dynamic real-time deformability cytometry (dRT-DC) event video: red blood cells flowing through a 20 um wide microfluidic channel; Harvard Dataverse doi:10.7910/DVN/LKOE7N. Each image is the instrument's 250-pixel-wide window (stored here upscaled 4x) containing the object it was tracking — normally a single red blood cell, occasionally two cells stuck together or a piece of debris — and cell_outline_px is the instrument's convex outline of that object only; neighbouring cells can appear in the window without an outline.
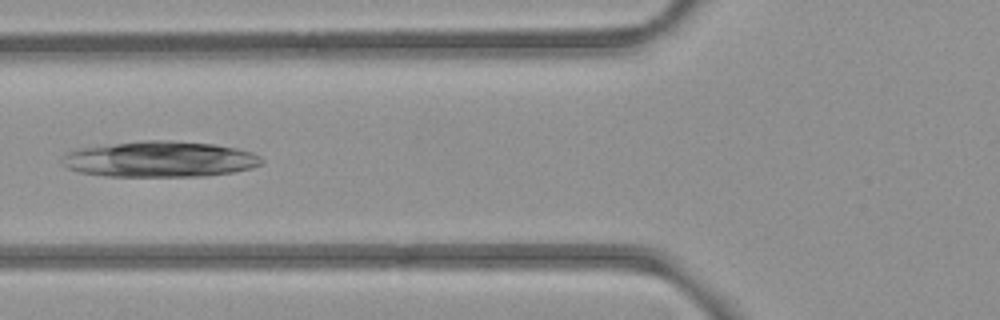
{"species": "common noctule bat (a hibernating species)", "species_latin": "Nyctalus noctula", "temperature_condition": "room temperature", "stored_images_in_passage": 6, "camera_frame_rate_fps": 3000, "um_per_image_px": 0.085, "animal": {"sex": "female", "body_mass_g": 21.9}, "frame": {"image": 1, "passage_image": 5, "time_ms": 5.667, "image_size_px": [1000, 320], "cell_outline_px": [[264, 160], [260, 164], [252, 168], [232, 172], [208, 176], [108, 176], [80, 172], [68, 168], [64, 164], [64, 156], [68, 152], [76, 148], [144, 140], [164, 140], [216, 144], [236, 148], [252, 152], [260, 156]], "centroid_in_image_um": [13.62, 13.53], "position_along_channel_um": 112.2, "area_um2": 41.56}}
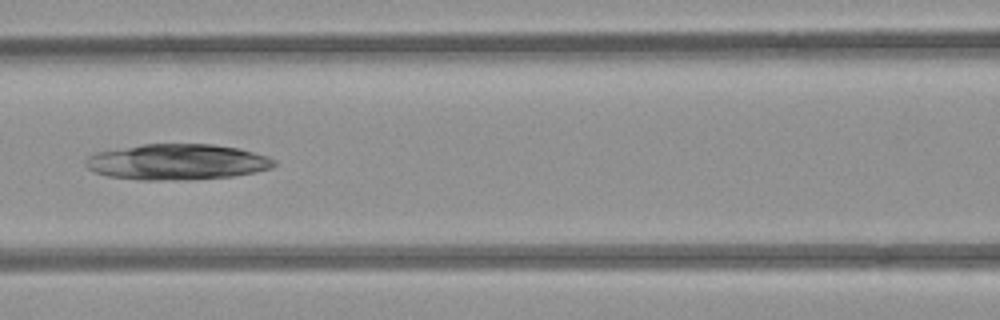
{"frame": {"image": 2, "passage_image": 6, "time_ms": 6.667, "image_size_px": [1000, 320], "cell_outline_px": [[276, 164], [272, 168], [256, 172], [232, 176], [188, 180], [140, 180], [108, 176], [92, 172], [84, 164], [84, 160], [88, 156], [96, 152], [140, 144], [212, 144], [240, 148], [268, 156], [276, 160]], "centroid_in_image_um": [15.04, 13.76], "position_along_channel_um": 151.6, "area_um2": 39.77}}